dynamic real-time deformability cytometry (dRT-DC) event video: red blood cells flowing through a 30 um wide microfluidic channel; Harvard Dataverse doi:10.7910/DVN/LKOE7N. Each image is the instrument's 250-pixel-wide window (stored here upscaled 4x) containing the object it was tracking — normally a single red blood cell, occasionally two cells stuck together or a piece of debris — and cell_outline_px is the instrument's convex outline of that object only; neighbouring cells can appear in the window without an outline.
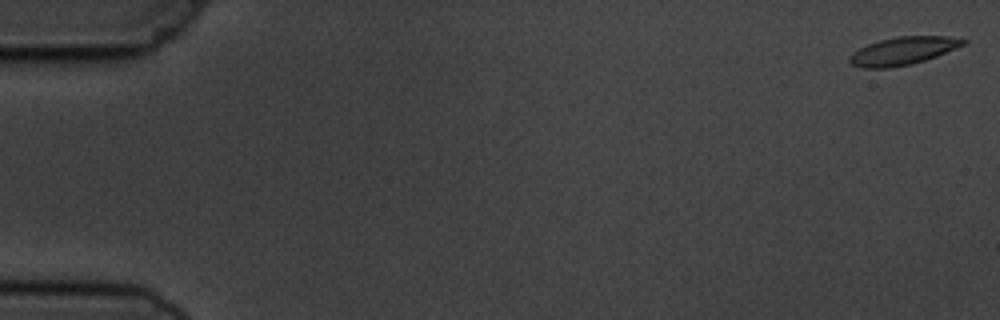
{"species": "common noctule bat (a hibernating species)", "species_latin": "Nyctalus noctula", "temperature_condition": "cold", "stored_images_in_passage": 4, "camera_frame_rate_fps": 3000, "um_per_image_px": 0.085, "animal": {"sex": "male", "body_mass_g": 19.5, "forearm_length_mm": 54.6}, "frame": {"image": 1, "passage_image": 1, "time_ms": 0.0, "image_size_px": [1000, 320], "cell_outline_px": [[968, 40], [964, 44], [956, 48], [936, 56], [912, 64], [888, 68], [864, 68], [852, 64], [848, 60], [848, 56], [852, 52], [868, 44], [880, 40], [900, 36], [948, 36]], "centroid_in_image_um": [76.73, 4.33], "position_along_channel_um": 8.3, "area_um2": 18.32}}